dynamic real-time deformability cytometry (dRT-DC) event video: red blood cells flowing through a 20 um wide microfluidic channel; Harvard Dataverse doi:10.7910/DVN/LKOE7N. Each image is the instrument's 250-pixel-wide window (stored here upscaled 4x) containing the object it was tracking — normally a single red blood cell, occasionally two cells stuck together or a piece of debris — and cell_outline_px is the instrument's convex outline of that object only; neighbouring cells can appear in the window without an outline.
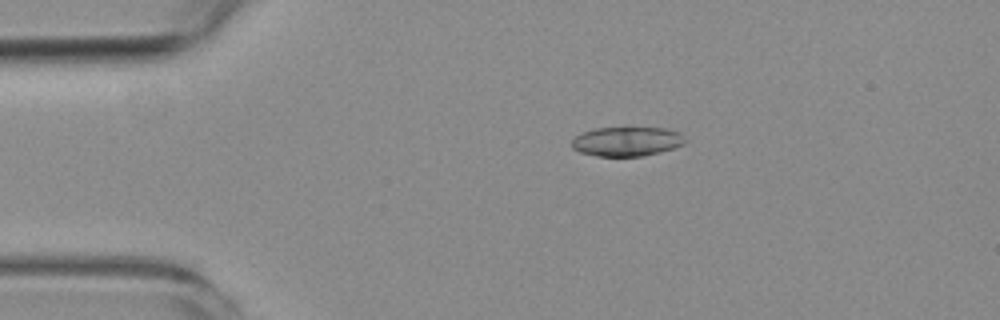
{"species": "common noctule bat (a hibernating species)", "species_latin": "Nyctalus noctula", "temperature_condition": "room temperature", "stored_images_in_passage": 5, "camera_frame_rate_fps": 3000, "um_per_image_px": 0.085, "animal": {"sex": "female", "body_mass_g": 19.3, "forearm_length_mm": 54.1}, "frame": {"image": 1, "passage_image": 3, "time_ms": 2.333, "image_size_px": [1000, 320], "cell_outline_px": [[688, 140], [684, 144], [660, 152], [644, 156], [596, 156], [580, 152], [572, 148], [572, 140], [576, 136], [584, 132], [596, 128], [664, 128], [680, 132]], "centroid_in_image_um": [53.31, 12.03], "position_along_channel_um": 31.7, "area_um2": 19.36}}
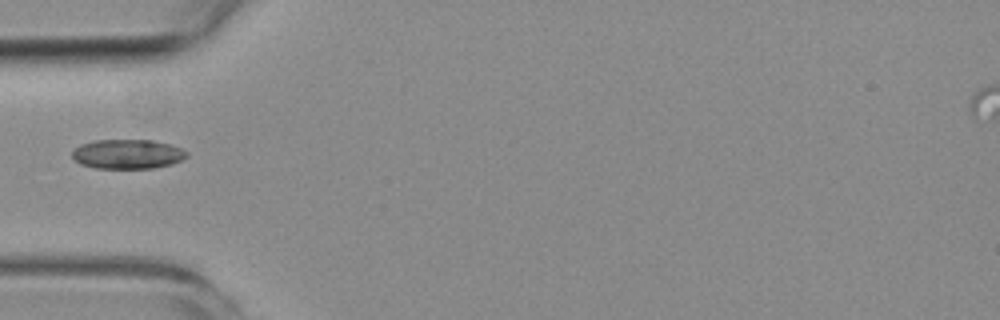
{"frame": {"image": 2, "passage_image": 5, "time_ms": 4.667, "image_size_px": [1000, 320], "cell_outline_px": [[188, 156], [172, 164], [152, 168], [96, 168], [80, 164], [72, 156], [72, 152], [80, 144], [96, 140], [152, 140], [168, 144], [180, 148], [188, 152]], "centroid_in_image_um": [10.84, 13.1], "position_along_channel_um": 74.2, "area_um2": 19.54}}